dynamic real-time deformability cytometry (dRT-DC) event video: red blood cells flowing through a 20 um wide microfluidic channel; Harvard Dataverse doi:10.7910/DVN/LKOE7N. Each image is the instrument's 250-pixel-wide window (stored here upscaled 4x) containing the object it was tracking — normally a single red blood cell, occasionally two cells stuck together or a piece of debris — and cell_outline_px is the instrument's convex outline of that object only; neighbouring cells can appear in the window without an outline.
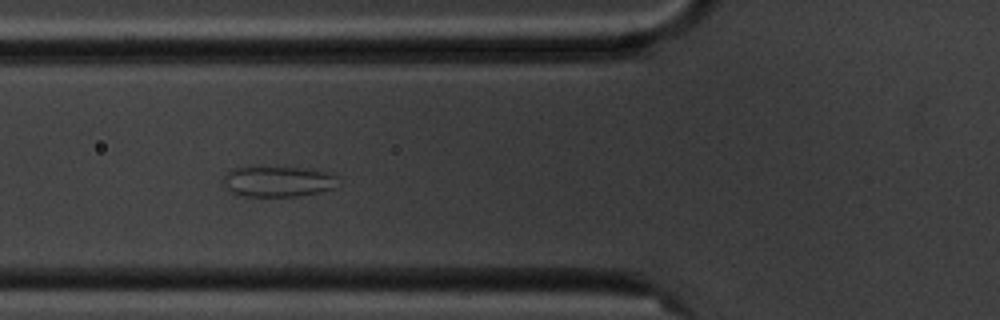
{"species": "common noctule bat (a hibernating species)", "species_latin": "Nyctalus noctula", "temperature_condition": "cold", "stored_images_in_passage": 8, "camera_frame_rate_fps": 3000, "um_per_image_px": 0.085, "animal": {"sex": "male", "body_mass_g": 20.1, "forearm_length_mm": 53.5}, "frame": {"image": 1, "passage_image": 6, "time_ms": 5.667, "image_size_px": [1000, 320], "cell_outline_px": [[340, 176], [336, 188], [320, 192], [296, 196], [236, 196], [228, 192], [224, 180], [224, 176], [232, 168], [252, 164], [312, 168], [328, 172]], "centroid_in_image_um": [23.63, 15.37], "position_along_channel_um": 102.2, "area_um2": 21.79}}
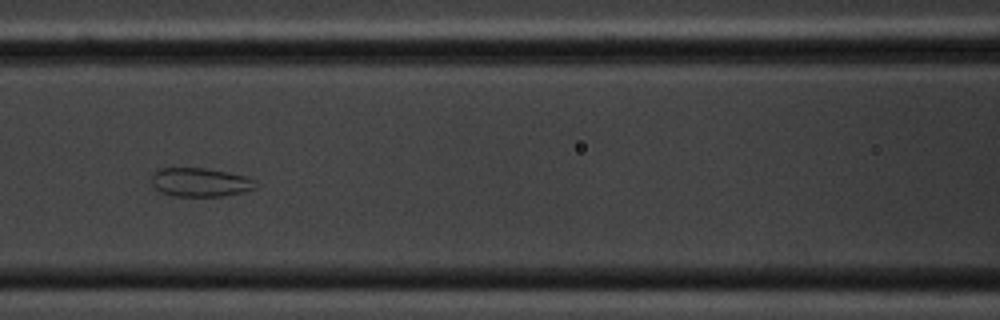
{"frame": {"image": 2, "passage_image": 7, "time_ms": 7.0, "image_size_px": [1000, 320], "cell_outline_px": [[260, 184], [256, 188], [244, 192], [224, 196], [176, 196], [160, 192], [152, 184], [152, 176], [160, 168], [204, 168], [228, 172], [248, 176], [256, 180]], "centroid_in_image_um": [17.1, 15.49], "position_along_channel_um": 149.5, "area_um2": 17.63}}